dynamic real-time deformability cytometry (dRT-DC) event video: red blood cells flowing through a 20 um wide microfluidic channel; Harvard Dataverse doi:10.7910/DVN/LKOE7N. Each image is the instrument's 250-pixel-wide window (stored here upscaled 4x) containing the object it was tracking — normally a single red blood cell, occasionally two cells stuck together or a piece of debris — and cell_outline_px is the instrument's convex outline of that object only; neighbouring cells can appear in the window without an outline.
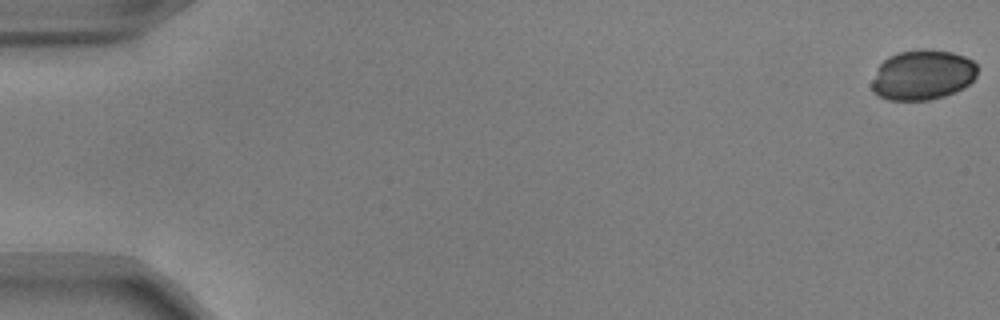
{"species": "common noctule bat (a hibernating species)", "species_latin": "Nyctalus noctula", "temperature_condition": "warm", "stored_images_in_passage": 17, "camera_frame_rate_fps": 3000, "um_per_image_px": 0.085, "animal": {"sex": "male", "body_mass_g": 17.9, "forearm_length_mm": 54.2}, "frame": {"image": 1, "passage_image": 1, "time_ms": 0.0, "image_size_px": [1000, 320], "cell_outline_px": [[976, 76], [964, 88], [956, 92], [944, 96], [928, 100], [888, 100], [872, 92], [872, 80], [876, 68], [888, 56], [900, 52], [920, 48], [952, 52], [964, 56], [972, 60], [976, 64]], "centroid_in_image_um": [78.4, 6.37], "position_along_channel_um": 6.6, "area_um2": 30.98}}
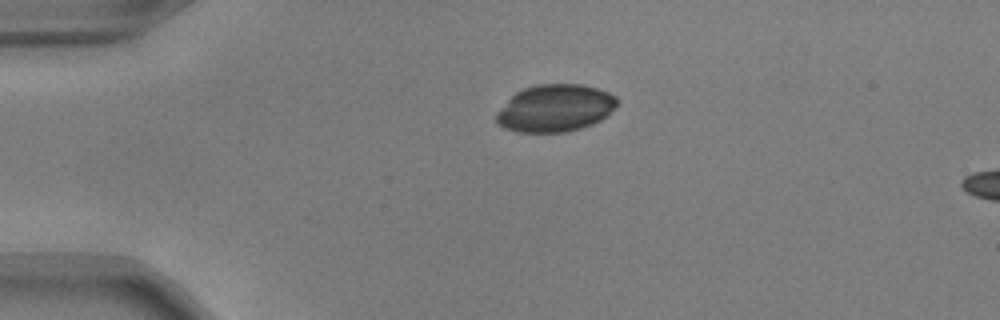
{"frame": {"image": 2, "passage_image": 13, "time_ms": 4.0, "image_size_px": [1000, 320], "cell_outline_px": [[620, 100], [600, 120], [592, 124], [580, 128], [564, 132], [516, 132], [504, 128], [496, 124], [496, 112], [516, 92], [524, 88], [536, 84], [580, 84], [596, 88], [608, 92], [616, 96]], "centroid_in_image_um": [47.15, 9.19], "position_along_channel_um": 37.9, "area_um2": 33.12}}